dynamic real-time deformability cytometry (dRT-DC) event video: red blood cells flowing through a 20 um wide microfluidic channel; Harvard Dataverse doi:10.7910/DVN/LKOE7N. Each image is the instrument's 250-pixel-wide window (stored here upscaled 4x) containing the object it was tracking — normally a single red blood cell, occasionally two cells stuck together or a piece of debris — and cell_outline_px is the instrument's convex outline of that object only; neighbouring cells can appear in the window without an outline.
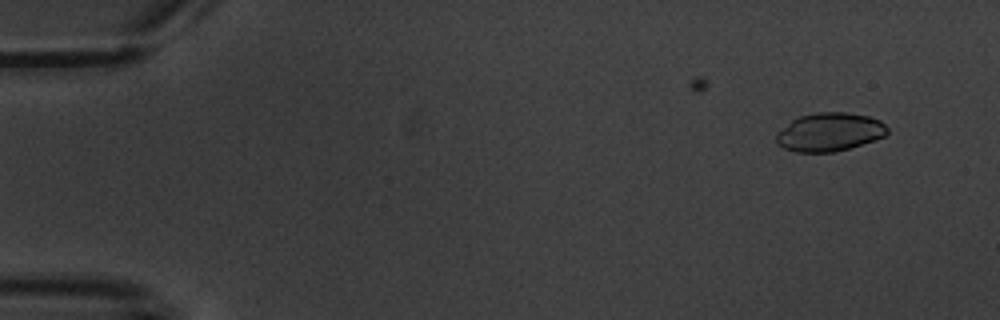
{"species": "common noctule bat (a hibernating species)", "species_latin": "Nyctalus noctula", "temperature_condition": "warm", "stored_images_in_passage": 5, "camera_frame_rate_fps": 3000, "um_per_image_px": 0.085, "animal": {"sex": "male", "body_mass_g": 20.1, "forearm_length_mm": 53.5}, "frame": {"image": 1, "passage_image": 1, "time_ms": 0.0, "image_size_px": [1000, 320], "cell_outline_px": [[888, 132], [884, 136], [876, 140], [836, 152], [796, 152], [784, 148], [776, 144], [776, 132], [792, 120], [800, 116], [816, 112], [844, 112], [868, 116], [880, 120], [888, 128]], "centroid_in_image_um": [70.5, 11.23], "position_along_channel_um": 14.5, "area_um2": 25.03}}